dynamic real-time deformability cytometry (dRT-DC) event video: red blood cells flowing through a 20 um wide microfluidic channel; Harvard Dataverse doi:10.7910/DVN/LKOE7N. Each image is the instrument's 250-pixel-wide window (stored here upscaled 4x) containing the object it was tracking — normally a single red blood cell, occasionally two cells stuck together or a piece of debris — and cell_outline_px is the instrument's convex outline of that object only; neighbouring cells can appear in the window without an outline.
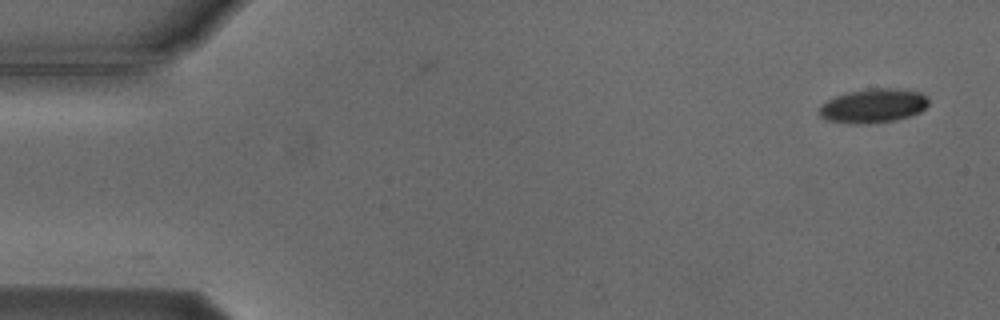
{"species": "Egyptian fruit bat (a non-hibernating species)", "species_latin": "Rousettus aegyptiacus", "temperature_condition": "cold", "stored_images_in_passage": 2, "camera_frame_rate_fps": 3000, "um_per_image_px": 0.085, "animal": {"sex": "male"}, "frame": {"image": 1, "passage_image": 2, "time_ms": 1.0, "image_size_px": [1000, 320], "cell_outline_px": [[928, 104], [920, 112], [896, 120], [860, 124], [856, 124], [824, 120], [820, 116], [820, 104], [836, 96], [848, 92], [868, 88], [896, 88], [920, 92], [928, 100]], "centroid_in_image_um": [74.2, 8.99], "position_along_channel_um": 10.8, "area_um2": 21.62}}